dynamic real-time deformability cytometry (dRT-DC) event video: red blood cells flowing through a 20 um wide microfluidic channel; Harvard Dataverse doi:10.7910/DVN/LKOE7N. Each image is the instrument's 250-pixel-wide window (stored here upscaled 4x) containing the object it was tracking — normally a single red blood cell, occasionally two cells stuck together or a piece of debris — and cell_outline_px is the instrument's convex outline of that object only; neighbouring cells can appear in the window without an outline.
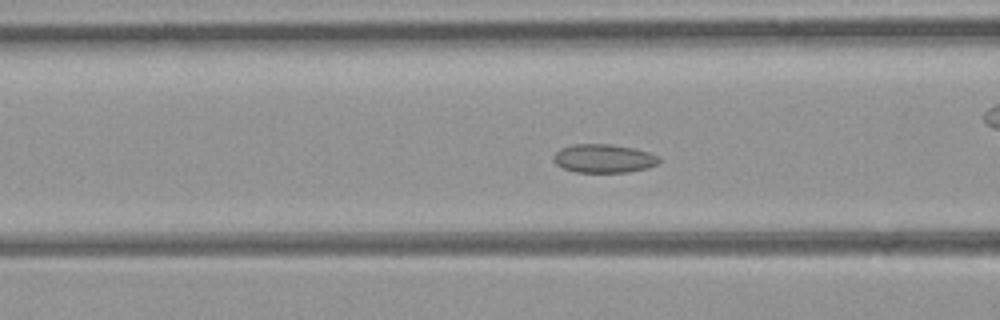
{"species": "common noctule bat (a hibernating species)", "species_latin": "Nyctalus noctula", "temperature_condition": "room temperature", "stored_images_in_passage": 41, "camera_frame_rate_fps": 3000, "um_per_image_px": 0.085, "animal": {"sex": "female", "body_mass_g": 21.9}, "frame": {"image": 1, "passage_image": 18, "time_ms": 5.667, "image_size_px": [1000, 320], "cell_outline_px": [[660, 160], [656, 164], [648, 168], [628, 172], [576, 172], [564, 168], [556, 164], [552, 160], [552, 156], [560, 148], [572, 144], [608, 144], [632, 148], [648, 152], [660, 156]], "centroid_in_image_um": [51.29, 13.47], "position_along_channel_um": 115.3, "area_um2": 17.57}}
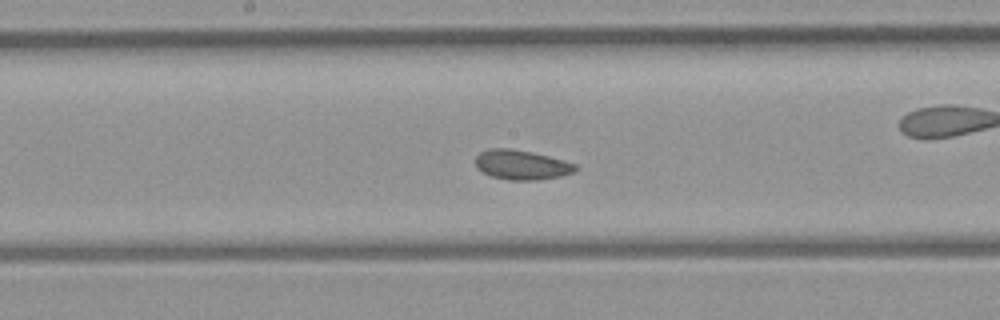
{"frame": {"image": 2, "passage_image": 24, "time_ms": 7.667, "image_size_px": [1000, 320], "cell_outline_px": [[576, 172], [560, 176], [536, 180], [508, 180], [492, 176], [484, 172], [476, 164], [476, 156], [480, 152], [492, 148], [508, 148], [532, 152], [548, 156], [576, 164]], "centroid_in_image_um": [44.35, 14.01], "position_along_channel_um": 203.8, "area_um2": 16.99}, "authors_computed_cell_mechanics": {"area_um2": 18.4382, "velocity_mm_per_s": 4.4087, "shape_relaxation_time_tau1_ms": null, "shape_relaxation_time_tau2_ms": 2.4757, "deformation_change_tau1": null, "deformation_change_tau2": 0.079}}